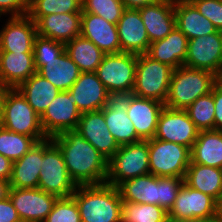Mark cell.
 Masks as SVG:
<instances>
[{
  "instance_id": "cell-41",
  "label": "cell",
  "mask_w": 222,
  "mask_h": 222,
  "mask_svg": "<svg viewBox=\"0 0 222 222\" xmlns=\"http://www.w3.org/2000/svg\"><path fill=\"white\" fill-rule=\"evenodd\" d=\"M183 184V178L159 177V206L169 212Z\"/></svg>"
},
{
  "instance_id": "cell-47",
  "label": "cell",
  "mask_w": 222,
  "mask_h": 222,
  "mask_svg": "<svg viewBox=\"0 0 222 222\" xmlns=\"http://www.w3.org/2000/svg\"><path fill=\"white\" fill-rule=\"evenodd\" d=\"M160 0H122L126 9H135L138 10L144 6L151 5Z\"/></svg>"
},
{
  "instance_id": "cell-1",
  "label": "cell",
  "mask_w": 222,
  "mask_h": 222,
  "mask_svg": "<svg viewBox=\"0 0 222 222\" xmlns=\"http://www.w3.org/2000/svg\"><path fill=\"white\" fill-rule=\"evenodd\" d=\"M51 139L59 147L76 186L106 183L108 160L76 130L64 131Z\"/></svg>"
},
{
  "instance_id": "cell-11",
  "label": "cell",
  "mask_w": 222,
  "mask_h": 222,
  "mask_svg": "<svg viewBox=\"0 0 222 222\" xmlns=\"http://www.w3.org/2000/svg\"><path fill=\"white\" fill-rule=\"evenodd\" d=\"M219 213V203L210 195L192 189L185 183L178 192L173 207L168 212L169 222H183L210 218Z\"/></svg>"
},
{
  "instance_id": "cell-27",
  "label": "cell",
  "mask_w": 222,
  "mask_h": 222,
  "mask_svg": "<svg viewBox=\"0 0 222 222\" xmlns=\"http://www.w3.org/2000/svg\"><path fill=\"white\" fill-rule=\"evenodd\" d=\"M176 27L190 40L218 30L189 0H174Z\"/></svg>"
},
{
  "instance_id": "cell-12",
  "label": "cell",
  "mask_w": 222,
  "mask_h": 222,
  "mask_svg": "<svg viewBox=\"0 0 222 222\" xmlns=\"http://www.w3.org/2000/svg\"><path fill=\"white\" fill-rule=\"evenodd\" d=\"M199 132L186 110L164 106L158 117L154 138L180 144L191 150Z\"/></svg>"
},
{
  "instance_id": "cell-15",
  "label": "cell",
  "mask_w": 222,
  "mask_h": 222,
  "mask_svg": "<svg viewBox=\"0 0 222 222\" xmlns=\"http://www.w3.org/2000/svg\"><path fill=\"white\" fill-rule=\"evenodd\" d=\"M9 198L24 222H43L58 199L39 188H10Z\"/></svg>"
},
{
  "instance_id": "cell-34",
  "label": "cell",
  "mask_w": 222,
  "mask_h": 222,
  "mask_svg": "<svg viewBox=\"0 0 222 222\" xmlns=\"http://www.w3.org/2000/svg\"><path fill=\"white\" fill-rule=\"evenodd\" d=\"M122 222H169L168 212L159 205L123 202Z\"/></svg>"
},
{
  "instance_id": "cell-9",
  "label": "cell",
  "mask_w": 222,
  "mask_h": 222,
  "mask_svg": "<svg viewBox=\"0 0 222 222\" xmlns=\"http://www.w3.org/2000/svg\"><path fill=\"white\" fill-rule=\"evenodd\" d=\"M137 54H105L95 73L108 93L133 91Z\"/></svg>"
},
{
  "instance_id": "cell-51",
  "label": "cell",
  "mask_w": 222,
  "mask_h": 222,
  "mask_svg": "<svg viewBox=\"0 0 222 222\" xmlns=\"http://www.w3.org/2000/svg\"><path fill=\"white\" fill-rule=\"evenodd\" d=\"M217 82L222 85V70L220 72V74L217 76Z\"/></svg>"
},
{
  "instance_id": "cell-29",
  "label": "cell",
  "mask_w": 222,
  "mask_h": 222,
  "mask_svg": "<svg viewBox=\"0 0 222 222\" xmlns=\"http://www.w3.org/2000/svg\"><path fill=\"white\" fill-rule=\"evenodd\" d=\"M117 188L123 202L159 205V177L153 174L126 180Z\"/></svg>"
},
{
  "instance_id": "cell-2",
  "label": "cell",
  "mask_w": 222,
  "mask_h": 222,
  "mask_svg": "<svg viewBox=\"0 0 222 222\" xmlns=\"http://www.w3.org/2000/svg\"><path fill=\"white\" fill-rule=\"evenodd\" d=\"M81 222H122V204L117 187L107 183L77 186L72 194Z\"/></svg>"
},
{
  "instance_id": "cell-32",
  "label": "cell",
  "mask_w": 222,
  "mask_h": 222,
  "mask_svg": "<svg viewBox=\"0 0 222 222\" xmlns=\"http://www.w3.org/2000/svg\"><path fill=\"white\" fill-rule=\"evenodd\" d=\"M17 89L40 117L61 92L37 72L24 81Z\"/></svg>"
},
{
  "instance_id": "cell-18",
  "label": "cell",
  "mask_w": 222,
  "mask_h": 222,
  "mask_svg": "<svg viewBox=\"0 0 222 222\" xmlns=\"http://www.w3.org/2000/svg\"><path fill=\"white\" fill-rule=\"evenodd\" d=\"M80 36L92 41L105 54L121 53L117 25L101 16L82 12Z\"/></svg>"
},
{
  "instance_id": "cell-13",
  "label": "cell",
  "mask_w": 222,
  "mask_h": 222,
  "mask_svg": "<svg viewBox=\"0 0 222 222\" xmlns=\"http://www.w3.org/2000/svg\"><path fill=\"white\" fill-rule=\"evenodd\" d=\"M81 112L69 91H61L40 117L45 135L51 138L68 130H76Z\"/></svg>"
},
{
  "instance_id": "cell-8",
  "label": "cell",
  "mask_w": 222,
  "mask_h": 222,
  "mask_svg": "<svg viewBox=\"0 0 222 222\" xmlns=\"http://www.w3.org/2000/svg\"><path fill=\"white\" fill-rule=\"evenodd\" d=\"M150 174L157 177H185L191 162L188 147L156 138L148 140Z\"/></svg>"
},
{
  "instance_id": "cell-40",
  "label": "cell",
  "mask_w": 222,
  "mask_h": 222,
  "mask_svg": "<svg viewBox=\"0 0 222 222\" xmlns=\"http://www.w3.org/2000/svg\"><path fill=\"white\" fill-rule=\"evenodd\" d=\"M43 222H81L79 209L73 196L60 197Z\"/></svg>"
},
{
  "instance_id": "cell-20",
  "label": "cell",
  "mask_w": 222,
  "mask_h": 222,
  "mask_svg": "<svg viewBox=\"0 0 222 222\" xmlns=\"http://www.w3.org/2000/svg\"><path fill=\"white\" fill-rule=\"evenodd\" d=\"M121 52L147 53L150 40L139 10L126 9L117 23Z\"/></svg>"
},
{
  "instance_id": "cell-24",
  "label": "cell",
  "mask_w": 222,
  "mask_h": 222,
  "mask_svg": "<svg viewBox=\"0 0 222 222\" xmlns=\"http://www.w3.org/2000/svg\"><path fill=\"white\" fill-rule=\"evenodd\" d=\"M189 39L176 26L163 39L150 43L147 55L173 69L183 66Z\"/></svg>"
},
{
  "instance_id": "cell-39",
  "label": "cell",
  "mask_w": 222,
  "mask_h": 222,
  "mask_svg": "<svg viewBox=\"0 0 222 222\" xmlns=\"http://www.w3.org/2000/svg\"><path fill=\"white\" fill-rule=\"evenodd\" d=\"M65 51V44L37 35L33 46L36 71L44 66V61L56 59Z\"/></svg>"
},
{
  "instance_id": "cell-44",
  "label": "cell",
  "mask_w": 222,
  "mask_h": 222,
  "mask_svg": "<svg viewBox=\"0 0 222 222\" xmlns=\"http://www.w3.org/2000/svg\"><path fill=\"white\" fill-rule=\"evenodd\" d=\"M0 222H21L9 197L0 201Z\"/></svg>"
},
{
  "instance_id": "cell-17",
  "label": "cell",
  "mask_w": 222,
  "mask_h": 222,
  "mask_svg": "<svg viewBox=\"0 0 222 222\" xmlns=\"http://www.w3.org/2000/svg\"><path fill=\"white\" fill-rule=\"evenodd\" d=\"M36 24L28 16H11L0 30V52L33 53Z\"/></svg>"
},
{
  "instance_id": "cell-6",
  "label": "cell",
  "mask_w": 222,
  "mask_h": 222,
  "mask_svg": "<svg viewBox=\"0 0 222 222\" xmlns=\"http://www.w3.org/2000/svg\"><path fill=\"white\" fill-rule=\"evenodd\" d=\"M173 70L172 67L152 59L146 53L139 54L133 87L134 95L165 104Z\"/></svg>"
},
{
  "instance_id": "cell-30",
  "label": "cell",
  "mask_w": 222,
  "mask_h": 222,
  "mask_svg": "<svg viewBox=\"0 0 222 222\" xmlns=\"http://www.w3.org/2000/svg\"><path fill=\"white\" fill-rule=\"evenodd\" d=\"M190 153L191 162L222 169V131H200Z\"/></svg>"
},
{
  "instance_id": "cell-53",
  "label": "cell",
  "mask_w": 222,
  "mask_h": 222,
  "mask_svg": "<svg viewBox=\"0 0 222 222\" xmlns=\"http://www.w3.org/2000/svg\"><path fill=\"white\" fill-rule=\"evenodd\" d=\"M33 0H26L27 4L29 5Z\"/></svg>"
},
{
  "instance_id": "cell-35",
  "label": "cell",
  "mask_w": 222,
  "mask_h": 222,
  "mask_svg": "<svg viewBox=\"0 0 222 222\" xmlns=\"http://www.w3.org/2000/svg\"><path fill=\"white\" fill-rule=\"evenodd\" d=\"M37 141L30 136L12 132L0 126V154L12 162L25 155Z\"/></svg>"
},
{
  "instance_id": "cell-33",
  "label": "cell",
  "mask_w": 222,
  "mask_h": 222,
  "mask_svg": "<svg viewBox=\"0 0 222 222\" xmlns=\"http://www.w3.org/2000/svg\"><path fill=\"white\" fill-rule=\"evenodd\" d=\"M65 51L81 72H95L105 55L92 41L78 36L65 44Z\"/></svg>"
},
{
  "instance_id": "cell-46",
  "label": "cell",
  "mask_w": 222,
  "mask_h": 222,
  "mask_svg": "<svg viewBox=\"0 0 222 222\" xmlns=\"http://www.w3.org/2000/svg\"><path fill=\"white\" fill-rule=\"evenodd\" d=\"M13 162L0 154V179L9 181L12 174Z\"/></svg>"
},
{
  "instance_id": "cell-21",
  "label": "cell",
  "mask_w": 222,
  "mask_h": 222,
  "mask_svg": "<svg viewBox=\"0 0 222 222\" xmlns=\"http://www.w3.org/2000/svg\"><path fill=\"white\" fill-rule=\"evenodd\" d=\"M164 106L160 101L133 95L127 108V115L141 140L154 138L158 117Z\"/></svg>"
},
{
  "instance_id": "cell-25",
  "label": "cell",
  "mask_w": 222,
  "mask_h": 222,
  "mask_svg": "<svg viewBox=\"0 0 222 222\" xmlns=\"http://www.w3.org/2000/svg\"><path fill=\"white\" fill-rule=\"evenodd\" d=\"M33 53L0 52V83L17 89L36 73Z\"/></svg>"
},
{
  "instance_id": "cell-26",
  "label": "cell",
  "mask_w": 222,
  "mask_h": 222,
  "mask_svg": "<svg viewBox=\"0 0 222 222\" xmlns=\"http://www.w3.org/2000/svg\"><path fill=\"white\" fill-rule=\"evenodd\" d=\"M43 159V141L35 143L19 160L13 162L11 188H38Z\"/></svg>"
},
{
  "instance_id": "cell-19",
  "label": "cell",
  "mask_w": 222,
  "mask_h": 222,
  "mask_svg": "<svg viewBox=\"0 0 222 222\" xmlns=\"http://www.w3.org/2000/svg\"><path fill=\"white\" fill-rule=\"evenodd\" d=\"M68 91L81 113L102 110L106 106L108 91L95 72H81Z\"/></svg>"
},
{
  "instance_id": "cell-10",
  "label": "cell",
  "mask_w": 222,
  "mask_h": 222,
  "mask_svg": "<svg viewBox=\"0 0 222 222\" xmlns=\"http://www.w3.org/2000/svg\"><path fill=\"white\" fill-rule=\"evenodd\" d=\"M133 95V91L108 93L106 106L102 109L107 128L119 146L141 141L127 115Z\"/></svg>"
},
{
  "instance_id": "cell-38",
  "label": "cell",
  "mask_w": 222,
  "mask_h": 222,
  "mask_svg": "<svg viewBox=\"0 0 222 222\" xmlns=\"http://www.w3.org/2000/svg\"><path fill=\"white\" fill-rule=\"evenodd\" d=\"M125 10L122 0H82V12L101 16L116 25Z\"/></svg>"
},
{
  "instance_id": "cell-3",
  "label": "cell",
  "mask_w": 222,
  "mask_h": 222,
  "mask_svg": "<svg viewBox=\"0 0 222 222\" xmlns=\"http://www.w3.org/2000/svg\"><path fill=\"white\" fill-rule=\"evenodd\" d=\"M217 76L207 70L180 66L173 70L165 106L186 110L197 98L212 91Z\"/></svg>"
},
{
  "instance_id": "cell-22",
  "label": "cell",
  "mask_w": 222,
  "mask_h": 222,
  "mask_svg": "<svg viewBox=\"0 0 222 222\" xmlns=\"http://www.w3.org/2000/svg\"><path fill=\"white\" fill-rule=\"evenodd\" d=\"M138 10L150 43L165 38L176 26L174 0H160Z\"/></svg>"
},
{
  "instance_id": "cell-31",
  "label": "cell",
  "mask_w": 222,
  "mask_h": 222,
  "mask_svg": "<svg viewBox=\"0 0 222 222\" xmlns=\"http://www.w3.org/2000/svg\"><path fill=\"white\" fill-rule=\"evenodd\" d=\"M37 73L60 91H68L79 78L81 71L64 51L56 59L44 61V66Z\"/></svg>"
},
{
  "instance_id": "cell-23",
  "label": "cell",
  "mask_w": 222,
  "mask_h": 222,
  "mask_svg": "<svg viewBox=\"0 0 222 222\" xmlns=\"http://www.w3.org/2000/svg\"><path fill=\"white\" fill-rule=\"evenodd\" d=\"M82 12L49 14L39 18L37 34L66 44L81 33Z\"/></svg>"
},
{
  "instance_id": "cell-7",
  "label": "cell",
  "mask_w": 222,
  "mask_h": 222,
  "mask_svg": "<svg viewBox=\"0 0 222 222\" xmlns=\"http://www.w3.org/2000/svg\"><path fill=\"white\" fill-rule=\"evenodd\" d=\"M39 173L38 188L60 197H69L76 184L68 175L63 155L51 138L43 140V159Z\"/></svg>"
},
{
  "instance_id": "cell-37",
  "label": "cell",
  "mask_w": 222,
  "mask_h": 222,
  "mask_svg": "<svg viewBox=\"0 0 222 222\" xmlns=\"http://www.w3.org/2000/svg\"><path fill=\"white\" fill-rule=\"evenodd\" d=\"M82 12V0H33L28 5V16L36 22L49 14Z\"/></svg>"
},
{
  "instance_id": "cell-45",
  "label": "cell",
  "mask_w": 222,
  "mask_h": 222,
  "mask_svg": "<svg viewBox=\"0 0 222 222\" xmlns=\"http://www.w3.org/2000/svg\"><path fill=\"white\" fill-rule=\"evenodd\" d=\"M215 103V130L222 131V85L218 82L213 86Z\"/></svg>"
},
{
  "instance_id": "cell-16",
  "label": "cell",
  "mask_w": 222,
  "mask_h": 222,
  "mask_svg": "<svg viewBox=\"0 0 222 222\" xmlns=\"http://www.w3.org/2000/svg\"><path fill=\"white\" fill-rule=\"evenodd\" d=\"M76 131L108 161L119 150L107 128L103 110L81 113Z\"/></svg>"
},
{
  "instance_id": "cell-49",
  "label": "cell",
  "mask_w": 222,
  "mask_h": 222,
  "mask_svg": "<svg viewBox=\"0 0 222 222\" xmlns=\"http://www.w3.org/2000/svg\"><path fill=\"white\" fill-rule=\"evenodd\" d=\"M183 222H222V215L220 212L210 218H198V219H192L188 221Z\"/></svg>"
},
{
  "instance_id": "cell-14",
  "label": "cell",
  "mask_w": 222,
  "mask_h": 222,
  "mask_svg": "<svg viewBox=\"0 0 222 222\" xmlns=\"http://www.w3.org/2000/svg\"><path fill=\"white\" fill-rule=\"evenodd\" d=\"M184 66L207 70L218 76L222 70V32L190 39Z\"/></svg>"
},
{
  "instance_id": "cell-4",
  "label": "cell",
  "mask_w": 222,
  "mask_h": 222,
  "mask_svg": "<svg viewBox=\"0 0 222 222\" xmlns=\"http://www.w3.org/2000/svg\"><path fill=\"white\" fill-rule=\"evenodd\" d=\"M1 126L18 134L33 137L37 142L48 137L45 135L40 116L29 105L18 89H8L0 118Z\"/></svg>"
},
{
  "instance_id": "cell-36",
  "label": "cell",
  "mask_w": 222,
  "mask_h": 222,
  "mask_svg": "<svg viewBox=\"0 0 222 222\" xmlns=\"http://www.w3.org/2000/svg\"><path fill=\"white\" fill-rule=\"evenodd\" d=\"M187 114L200 130H215V103L212 91L197 98L187 109Z\"/></svg>"
},
{
  "instance_id": "cell-28",
  "label": "cell",
  "mask_w": 222,
  "mask_h": 222,
  "mask_svg": "<svg viewBox=\"0 0 222 222\" xmlns=\"http://www.w3.org/2000/svg\"><path fill=\"white\" fill-rule=\"evenodd\" d=\"M184 183L222 202V169L190 162Z\"/></svg>"
},
{
  "instance_id": "cell-5",
  "label": "cell",
  "mask_w": 222,
  "mask_h": 222,
  "mask_svg": "<svg viewBox=\"0 0 222 222\" xmlns=\"http://www.w3.org/2000/svg\"><path fill=\"white\" fill-rule=\"evenodd\" d=\"M150 173L148 140L121 145L108 161L106 183L118 187L126 180Z\"/></svg>"
},
{
  "instance_id": "cell-43",
  "label": "cell",
  "mask_w": 222,
  "mask_h": 222,
  "mask_svg": "<svg viewBox=\"0 0 222 222\" xmlns=\"http://www.w3.org/2000/svg\"><path fill=\"white\" fill-rule=\"evenodd\" d=\"M9 13L12 16L28 15L26 0H0V17Z\"/></svg>"
},
{
  "instance_id": "cell-48",
  "label": "cell",
  "mask_w": 222,
  "mask_h": 222,
  "mask_svg": "<svg viewBox=\"0 0 222 222\" xmlns=\"http://www.w3.org/2000/svg\"><path fill=\"white\" fill-rule=\"evenodd\" d=\"M10 188L9 181L0 179V201L9 197Z\"/></svg>"
},
{
  "instance_id": "cell-50",
  "label": "cell",
  "mask_w": 222,
  "mask_h": 222,
  "mask_svg": "<svg viewBox=\"0 0 222 222\" xmlns=\"http://www.w3.org/2000/svg\"><path fill=\"white\" fill-rule=\"evenodd\" d=\"M8 89H9L8 87H6L2 83H0V117L2 115L4 97H5V94H6Z\"/></svg>"
},
{
  "instance_id": "cell-42",
  "label": "cell",
  "mask_w": 222,
  "mask_h": 222,
  "mask_svg": "<svg viewBox=\"0 0 222 222\" xmlns=\"http://www.w3.org/2000/svg\"><path fill=\"white\" fill-rule=\"evenodd\" d=\"M197 10L209 19L218 31L222 32L221 0H189Z\"/></svg>"
},
{
  "instance_id": "cell-52",
  "label": "cell",
  "mask_w": 222,
  "mask_h": 222,
  "mask_svg": "<svg viewBox=\"0 0 222 222\" xmlns=\"http://www.w3.org/2000/svg\"><path fill=\"white\" fill-rule=\"evenodd\" d=\"M219 212L222 215V202L219 204Z\"/></svg>"
}]
</instances>
